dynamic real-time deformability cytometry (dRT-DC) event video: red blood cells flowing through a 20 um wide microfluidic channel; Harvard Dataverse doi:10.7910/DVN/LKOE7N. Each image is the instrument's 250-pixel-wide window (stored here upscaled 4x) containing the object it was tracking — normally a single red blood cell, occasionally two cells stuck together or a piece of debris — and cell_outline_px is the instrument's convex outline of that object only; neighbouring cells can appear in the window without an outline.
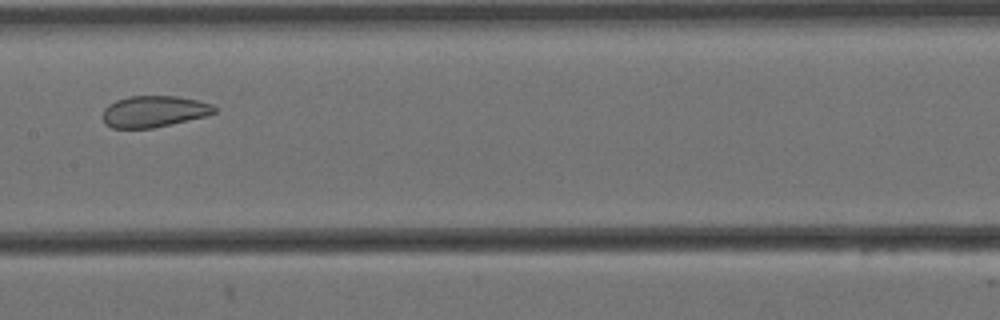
{"species": "Egyptian fruit bat (a non-hibernating species)", "species_latin": "Rousettus aegyptiacus", "temperature_condition": "cold", "stored_images_in_passage": 12, "camera_frame_rate_fps": 3000, "um_per_image_px": 0.085, "animal": {"sex": "female"}, "frame": {"image": 1, "passage_image": 6, "time_ms": 1.667, "image_size_px": [1000, 320], "cell_outline_px": [[216, 112], [204, 116], [152, 128], [112, 128], [104, 124], [104, 108], [108, 104], [116, 100], [128, 96], [180, 96], [200, 100], [212, 104], [216, 108]], "centroid_in_image_um": [13.08, 9.46], "position_along_channel_um": 194.3, "area_um2": 20.4}}
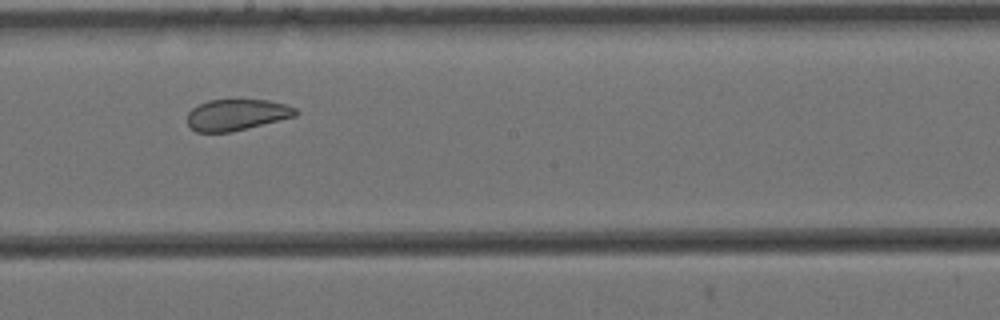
{"frame": {"image": 2, "passage_image": 7, "time_ms": 2.0, "image_size_px": [1000, 320], "cell_outline_px": [[300, 112], [296, 116], [232, 132], [196, 132], [188, 124], [188, 112], [192, 108], [208, 100], [268, 100], [284, 104], [296, 108]], "centroid_in_image_um": [20.13, 9.76], "position_along_channel_um": 228.1, "area_um2": 19.65}}
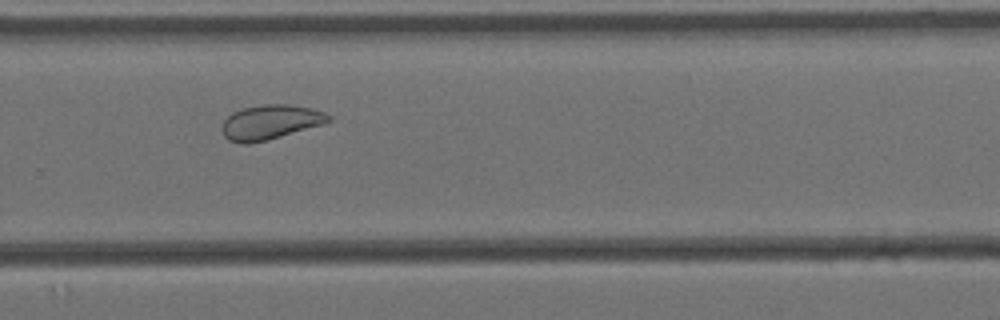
{"frame": {"image": 3, "passage_image": 9, "time_ms": 2.667, "image_size_px": [1000, 320], "cell_outline_px": [[332, 120], [324, 124], [268, 140], [248, 144], [244, 144], [228, 140], [224, 136], [220, 128], [224, 120], [232, 112], [244, 108], [264, 104], [288, 104], [312, 108], [324, 112], [332, 116]], "centroid_in_image_um": [22.98, 10.39], "position_along_channel_um": 306.8, "area_um2": 21.68}}